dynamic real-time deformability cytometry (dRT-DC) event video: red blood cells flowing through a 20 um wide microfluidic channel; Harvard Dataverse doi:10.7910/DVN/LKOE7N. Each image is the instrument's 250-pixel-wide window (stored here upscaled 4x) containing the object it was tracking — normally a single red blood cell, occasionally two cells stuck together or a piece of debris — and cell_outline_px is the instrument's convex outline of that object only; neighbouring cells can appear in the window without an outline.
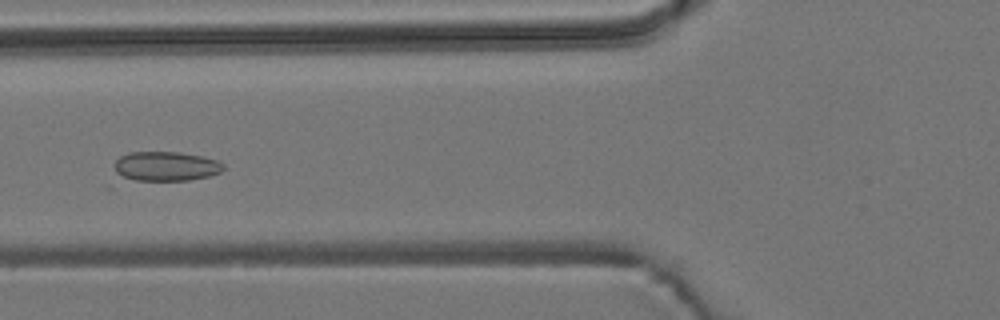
{"species": "common noctule bat (a hibernating species)", "species_latin": "Nyctalus noctula", "temperature_condition": "room temperature", "stored_images_in_passage": 7, "camera_frame_rate_fps": 3000, "um_per_image_px": 0.085, "animal": {"sex": "male", "body_mass_g": 19.2, "forearm_length_mm": 51.8}, "frame": {"image": 1, "passage_image": 4, "time_ms": 3.667, "image_size_px": [1000, 320], "cell_outline_px": [[224, 168], [220, 172], [208, 176], [188, 180], [112, 188], [104, 188], [112, 164], [120, 156], [128, 152], [180, 152], [204, 156], [216, 160], [224, 164]], "centroid_in_image_um": [13.56, 14.32], "position_along_channel_um": 112.2, "area_um2": 22.43}}
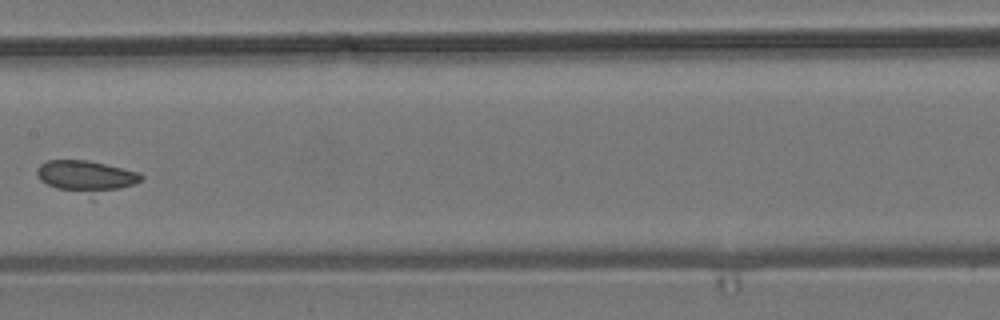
{"frame": {"image": 2, "passage_image": 6, "time_ms": 6.0, "image_size_px": [1000, 320], "cell_outline_px": [[144, 176], [140, 180], [132, 184], [92, 200], [56, 188], [40, 180], [36, 176], [36, 168], [40, 164], [48, 160], [88, 160], [140, 172]], "centroid_in_image_um": [7.31, 15.06], "position_along_channel_um": 200.1, "area_um2": 20.23}}
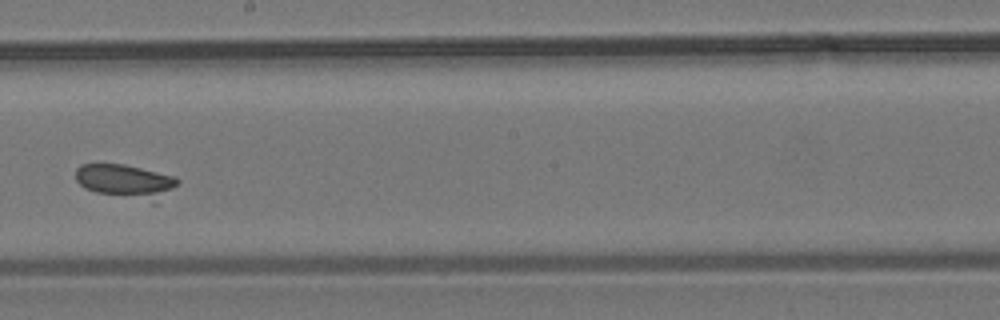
{"frame": {"image": 3, "passage_image": 7, "time_ms": 7.0, "image_size_px": [1000, 320], "cell_outline_px": [[180, 184], [156, 204], [152, 204], [96, 192], [84, 188], [76, 180], [76, 168], [80, 164], [124, 164], [176, 176], [180, 180]], "centroid_in_image_um": [10.77, 15.45], "position_along_channel_um": 237.4, "area_um2": 20.81}}